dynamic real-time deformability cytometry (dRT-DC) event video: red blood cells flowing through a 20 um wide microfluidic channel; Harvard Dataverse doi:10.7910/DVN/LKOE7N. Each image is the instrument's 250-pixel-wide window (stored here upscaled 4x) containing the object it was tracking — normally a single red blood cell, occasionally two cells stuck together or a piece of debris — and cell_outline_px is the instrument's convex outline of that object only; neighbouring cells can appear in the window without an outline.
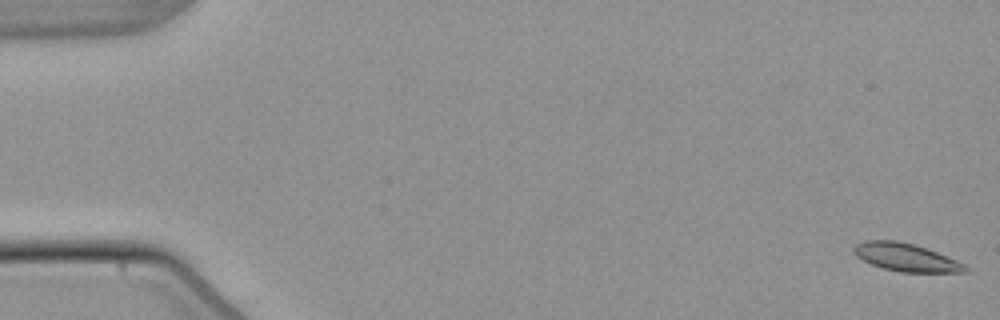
{"species": "common noctule bat (a hibernating species)", "species_latin": "Nyctalus noctula", "temperature_condition": "warm", "stored_images_in_passage": 17, "camera_frame_rate_fps": 3000, "um_per_image_px": 0.085, "animal": {"sex": "male", "body_mass_g": 21.5, "forearm_length_mm": 52.0}, "frame": {"image": 1, "passage_image": 1, "time_ms": 0.0, "image_size_px": [1000, 320], "cell_outline_px": [[968, 272], [900, 272], [884, 268], [872, 264], [856, 256], [852, 252], [852, 248], [856, 244], [864, 240], [896, 240], [912, 244], [936, 252], [956, 260], [964, 264], [968, 268]], "centroid_in_image_um": [76.97, 21.87], "position_along_channel_um": 8.0, "area_um2": 17.92}}
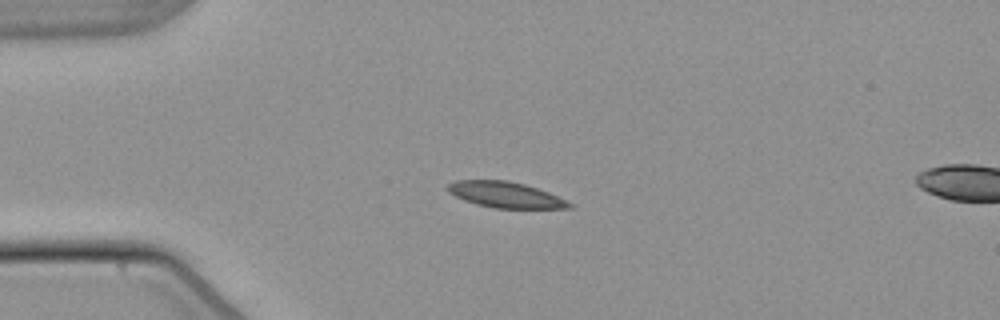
{"frame": {"image": 2, "passage_image": 14, "time_ms": 4.333, "image_size_px": [1000, 320], "cell_outline_px": [[576, 204], [572, 208], [496, 208], [476, 204], [464, 200], [448, 192], [444, 188], [448, 184], [456, 180], [508, 180], [524, 184], [548, 192]], "centroid_in_image_um": [42.97, 16.55], "position_along_channel_um": 42.0, "area_um2": 18.38}}